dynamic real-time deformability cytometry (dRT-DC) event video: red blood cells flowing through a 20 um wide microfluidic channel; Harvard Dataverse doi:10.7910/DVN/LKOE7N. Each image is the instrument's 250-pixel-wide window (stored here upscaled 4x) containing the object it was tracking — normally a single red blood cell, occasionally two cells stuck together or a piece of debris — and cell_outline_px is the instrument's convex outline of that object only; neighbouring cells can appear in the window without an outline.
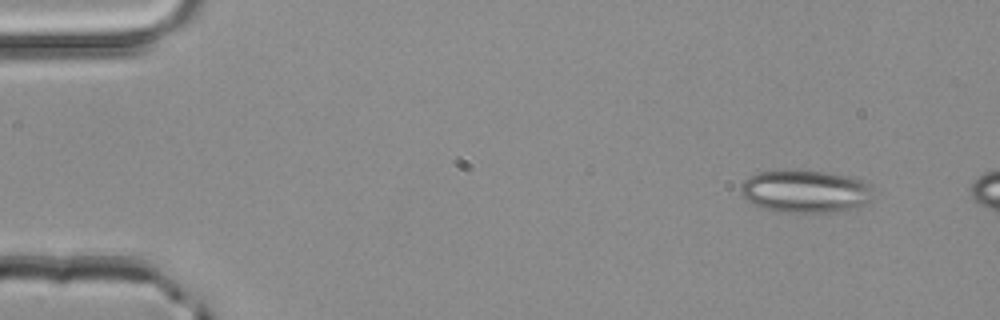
{"species": "common noctule bat (a hibernating species)", "species_latin": "Nyctalus noctula", "temperature_condition": "room temperature", "stored_images_in_passage": 2, "camera_frame_rate_fps": 3000, "um_per_image_px": 0.085, "animal": {"sex": "male", "body_mass_g": 20.4}, "frame": {"image": 1, "passage_image": 1, "time_ms": 0.0, "image_size_px": [1000, 320], "cell_outline_px": [[876, 196], [872, 200], [856, 208], [800, 216], [776, 212], [752, 204], [744, 200], [740, 192], [740, 188], [744, 180], [748, 176], [760, 172], [776, 168], [792, 168], [828, 172], [848, 176], [860, 180], [868, 184], [872, 188]], "centroid_in_image_um": [68.41, 16.27], "position_along_channel_um": 16.6, "area_um2": 34.74}}